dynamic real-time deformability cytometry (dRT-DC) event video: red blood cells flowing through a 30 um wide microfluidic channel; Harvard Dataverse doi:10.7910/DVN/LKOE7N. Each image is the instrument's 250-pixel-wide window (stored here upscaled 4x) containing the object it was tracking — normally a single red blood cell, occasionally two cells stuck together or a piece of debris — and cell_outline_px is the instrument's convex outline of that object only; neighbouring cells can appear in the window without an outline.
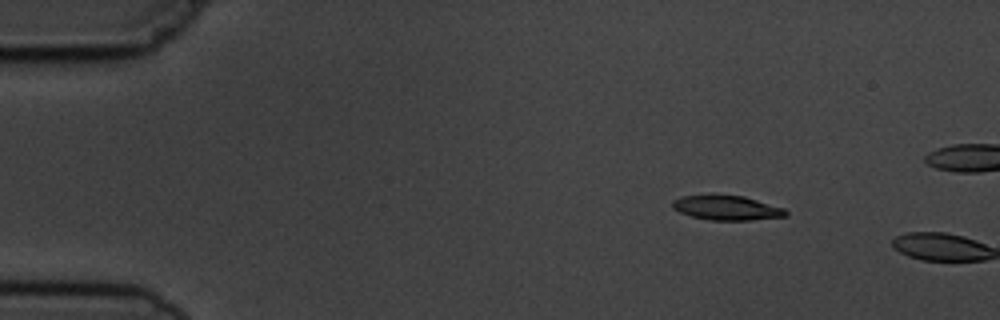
{"species": "common noctule bat (a hibernating species)", "species_latin": "Nyctalus noctula", "temperature_condition": "cold", "stored_images_in_passage": 3, "camera_frame_rate_fps": 3000, "um_per_image_px": 0.085, "animal": {"sex": "male", "body_mass_g": 19.5, "forearm_length_mm": 54.6}, "frame": {"image": 1, "passage_image": 2, "time_ms": 1.333, "image_size_px": [1000, 320], "cell_outline_px": [[788, 216], [752, 220], [708, 220], [692, 216], [680, 212], [672, 208], [672, 200], [684, 196], [712, 192], [744, 196], [784, 208], [788, 212]], "centroid_in_image_um": [61.75, 17.63], "position_along_channel_um": 23.3, "area_um2": 16.82}}